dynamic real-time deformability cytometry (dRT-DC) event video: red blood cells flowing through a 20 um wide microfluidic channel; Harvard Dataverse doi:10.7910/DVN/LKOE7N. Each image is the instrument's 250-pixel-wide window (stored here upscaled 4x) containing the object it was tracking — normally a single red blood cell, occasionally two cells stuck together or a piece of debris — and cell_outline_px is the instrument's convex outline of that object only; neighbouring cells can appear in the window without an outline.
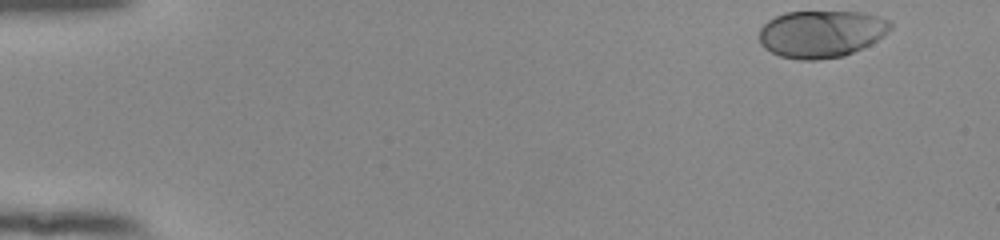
{"species": "human", "species_latin": "Homo sapiens", "temperature_condition": "room temperature", "stored_images_in_passage": 45, "camera_frame_rate_fps": 3000, "um_per_image_px": 0.085, "donor": {"sex": "female"}, "frame": {"image": 1, "passage_image": 1, "time_ms": 0.0, "image_size_px": [1000, 240], "cell_outline_px": [[892, 28], [888, 32], [876, 40], [844, 56], [816, 60], [800, 60], [780, 56], [764, 48], [760, 44], [760, 28], [768, 20], [784, 12], [864, 12], [880, 16], [892, 20]], "centroid_in_image_um": [69.82, 2.87], "position_along_channel_um": 15.2, "area_um2": 36.13}}
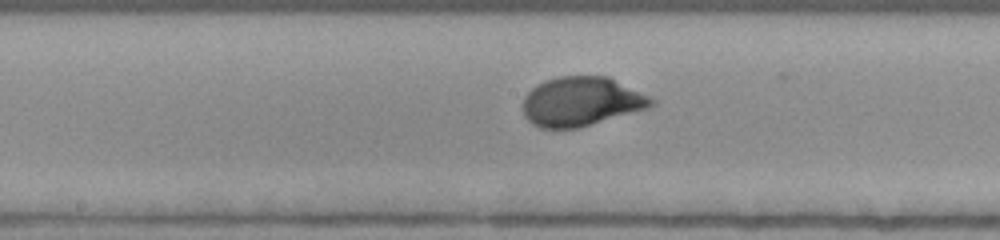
{"frame": {"image": 2, "passage_image": 26, "time_ms": 8.333, "image_size_px": [1000, 240], "cell_outline_px": [[656, 104], [648, 108], [580, 128], [540, 128], [532, 124], [524, 116], [524, 96], [532, 88], [544, 80], [560, 76], [608, 76], [656, 100]], "centroid_in_image_um": [49.41, 8.64], "position_along_channel_um": 198.8, "area_um2": 36.82}}
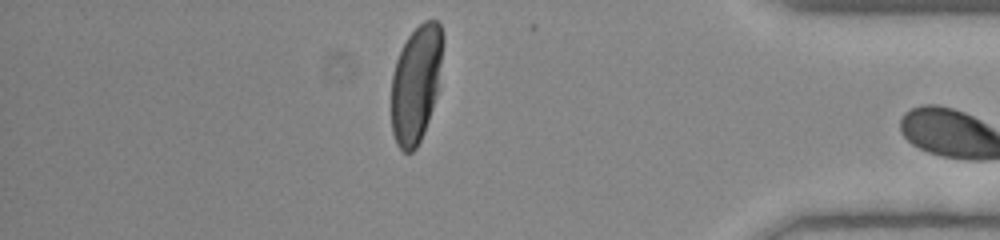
{"frame": {"image": 3, "passage_image": 44, "time_ms": 14.333, "image_size_px": [1000, 240], "cell_outline_px": [[444, 40], [436, 96], [424, 132], [416, 148], [412, 152], [404, 152], [396, 144], [392, 132], [392, 72], [396, 60], [408, 36], [424, 20], [436, 20], [440, 24], [444, 36]], "centroid_in_image_um": [35.36, 7.11], "position_along_channel_um": 399.8, "area_um2": 35.03}}